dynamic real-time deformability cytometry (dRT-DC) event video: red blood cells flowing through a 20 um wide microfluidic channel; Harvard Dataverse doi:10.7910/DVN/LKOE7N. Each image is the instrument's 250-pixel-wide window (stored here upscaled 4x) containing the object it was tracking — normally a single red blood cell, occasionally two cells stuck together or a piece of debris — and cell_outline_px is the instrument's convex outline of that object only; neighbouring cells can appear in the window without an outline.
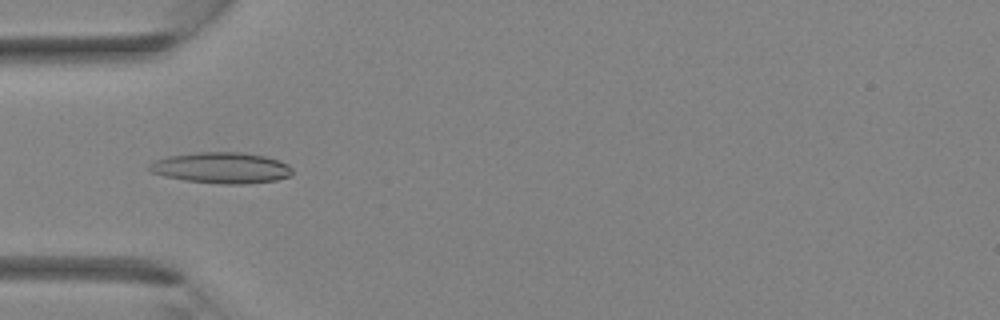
{"species": "Egyptian fruit bat (a non-hibernating species)", "species_latin": "Rousettus aegyptiacus", "temperature_condition": "room temperature", "stored_images_in_passage": 36, "camera_frame_rate_fps": 3000, "um_per_image_px": 0.085, "animal": {"sex": "female"}, "frame": {"image": 1, "passage_image": 12, "time_ms": 3.667, "image_size_px": [1000, 320], "cell_outline_px": [[292, 176], [276, 180], [244, 184], [220, 184], [184, 180], [164, 176], [152, 172], [148, 168], [148, 164], [156, 160], [168, 156], [196, 152], [240, 152], [264, 156], [280, 160], [288, 164], [292, 168]], "centroid_in_image_um": [18.84, 14.26], "position_along_channel_um": 66.2, "area_um2": 25.95}}
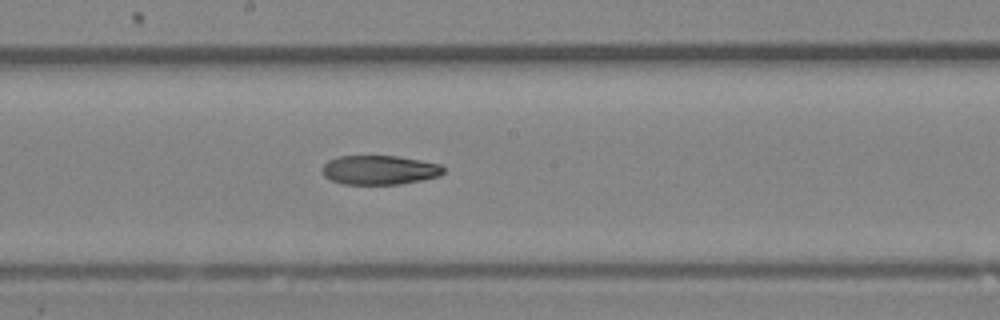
{"frame": {"image": 2, "passage_image": 20, "time_ms": 6.333, "image_size_px": [1000, 320], "cell_outline_px": [[444, 172], [440, 176], [400, 184], [344, 184], [332, 180], [324, 176], [320, 168], [328, 160], [340, 156], [396, 156], [420, 160], [440, 164], [444, 168]], "centroid_in_image_um": [32.24, 14.44], "position_along_channel_um": 216.0, "area_um2": 20.63}}
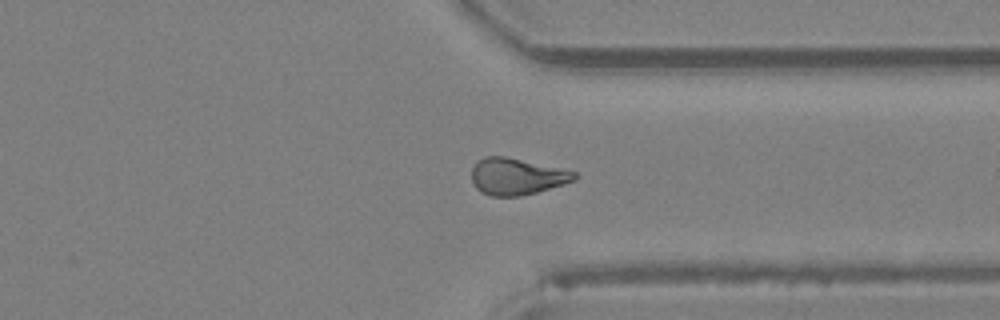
{"frame": {"image": 3, "passage_image": 28, "time_ms": 9.0, "image_size_px": [1000, 320], "cell_outline_px": [[576, 180], [564, 184], [536, 192], [520, 196], [492, 196], [480, 192], [476, 188], [472, 180], [472, 168], [476, 160], [484, 156], [504, 156], [576, 172]], "centroid_in_image_um": [43.87, 15.0], "position_along_channel_um": 367.5, "area_um2": 21.79}}